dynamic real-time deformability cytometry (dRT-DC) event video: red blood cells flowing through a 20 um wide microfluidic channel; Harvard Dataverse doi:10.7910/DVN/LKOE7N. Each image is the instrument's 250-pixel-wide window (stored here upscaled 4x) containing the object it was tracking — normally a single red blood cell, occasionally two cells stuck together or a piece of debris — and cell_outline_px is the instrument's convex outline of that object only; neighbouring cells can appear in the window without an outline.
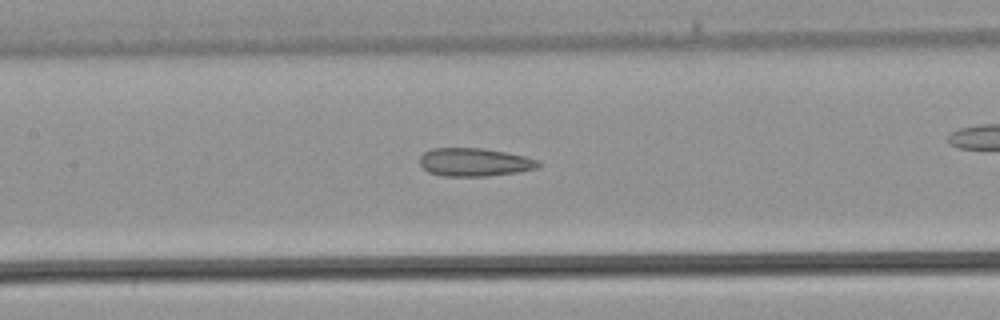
{"species": "common noctule bat (a hibernating species)", "species_latin": "Nyctalus noctula", "temperature_condition": "warm", "stored_images_in_passage": 28, "camera_frame_rate_fps": 3000, "um_per_image_px": 0.085, "animal": {"sex": "male", "body_mass_g": 21.5, "forearm_length_mm": 52.0}, "frame": {"image": 1, "passage_image": 16, "time_ms": 5.0, "image_size_px": [1000, 320], "cell_outline_px": [[544, 164], [540, 168], [520, 172], [488, 176], [444, 176], [428, 172], [420, 164], [420, 156], [424, 152], [432, 148], [480, 148], [504, 152], [524, 156], [536, 160]], "centroid_in_image_um": [40.36, 13.79], "position_along_channel_um": 167.0, "area_um2": 19.59}}